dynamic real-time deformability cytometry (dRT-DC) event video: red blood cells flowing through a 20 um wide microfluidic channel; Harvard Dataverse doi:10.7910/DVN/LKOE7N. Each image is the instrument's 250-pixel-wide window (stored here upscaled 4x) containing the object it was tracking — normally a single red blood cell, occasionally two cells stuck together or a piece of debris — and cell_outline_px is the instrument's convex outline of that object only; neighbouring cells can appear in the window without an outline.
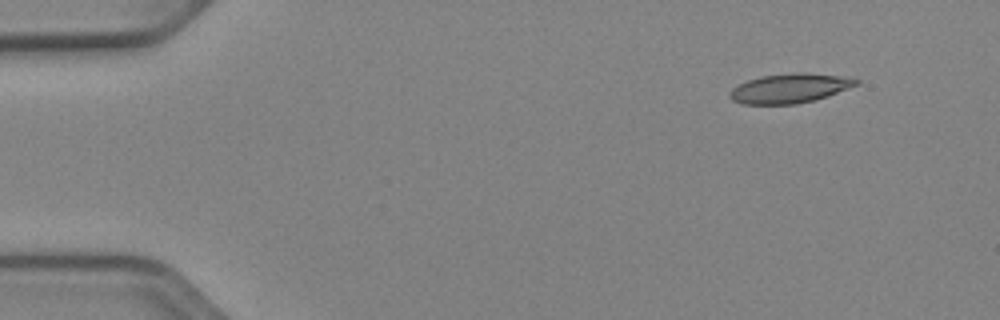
{"species": "Egyptian fruit bat (a non-hibernating species)", "species_latin": "Rousettus aegyptiacus", "temperature_condition": "cold", "stored_images_in_passage": 48, "camera_frame_rate_fps": 3000, "um_per_image_px": 0.085, "animal": {"sex": "female"}, "frame": {"image": 1, "passage_image": 1, "time_ms": 0.0, "image_size_px": [1000, 320], "cell_outline_px": [[860, 84], [828, 96], [816, 100], [796, 104], [740, 104], [732, 100], [728, 96], [728, 92], [732, 88], [748, 80], [760, 76], [792, 72], [808, 72], [852, 76], [860, 80]], "centroid_in_image_um": [67.19, 7.49], "position_along_channel_um": 17.8, "area_um2": 22.31}}
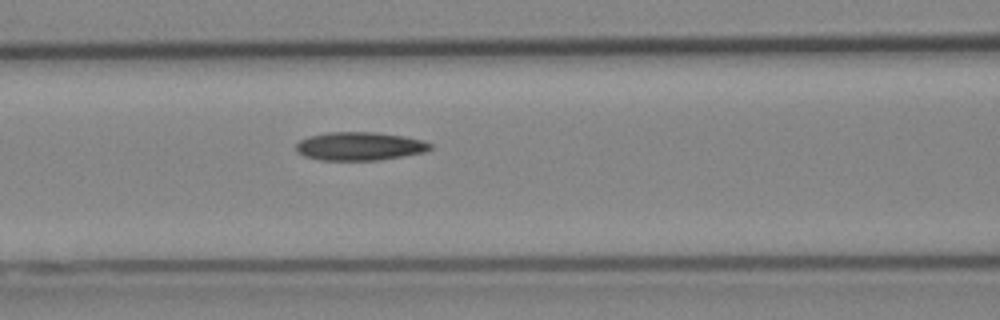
{"frame": {"image": 2, "passage_image": 18, "time_ms": 5.667, "image_size_px": [1000, 320], "cell_outline_px": [[432, 148], [424, 152], [404, 156], [376, 160], [320, 160], [304, 156], [296, 152], [296, 144], [300, 140], [308, 136], [328, 132], [376, 132], [404, 136], [424, 140], [432, 144]], "centroid_in_image_um": [30.57, 12.42], "position_along_channel_um": 136.0, "area_um2": 22.31}}
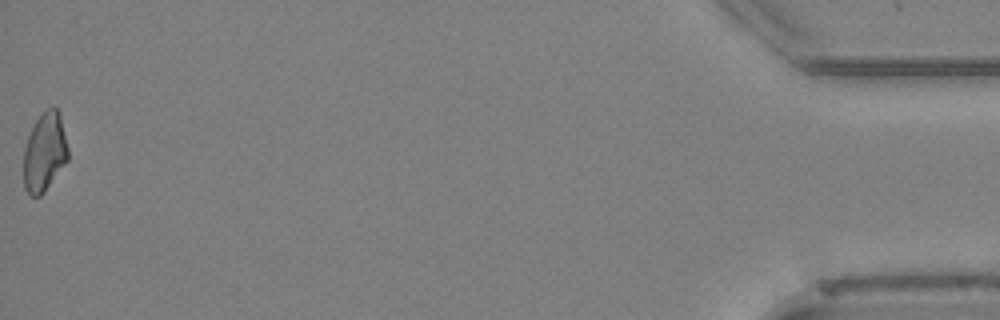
{"frame": {"image": 3, "passage_image": 48, "time_ms": 15.667, "image_size_px": [1000, 320], "cell_outline_px": [[68, 160], [44, 192], [40, 196], [28, 196], [24, 188], [24, 148], [28, 136], [36, 120], [48, 108], [56, 108], [60, 112], [68, 148]], "centroid_in_image_um": [3.79, 12.96], "position_along_channel_um": 431.4, "area_um2": 20.35}}